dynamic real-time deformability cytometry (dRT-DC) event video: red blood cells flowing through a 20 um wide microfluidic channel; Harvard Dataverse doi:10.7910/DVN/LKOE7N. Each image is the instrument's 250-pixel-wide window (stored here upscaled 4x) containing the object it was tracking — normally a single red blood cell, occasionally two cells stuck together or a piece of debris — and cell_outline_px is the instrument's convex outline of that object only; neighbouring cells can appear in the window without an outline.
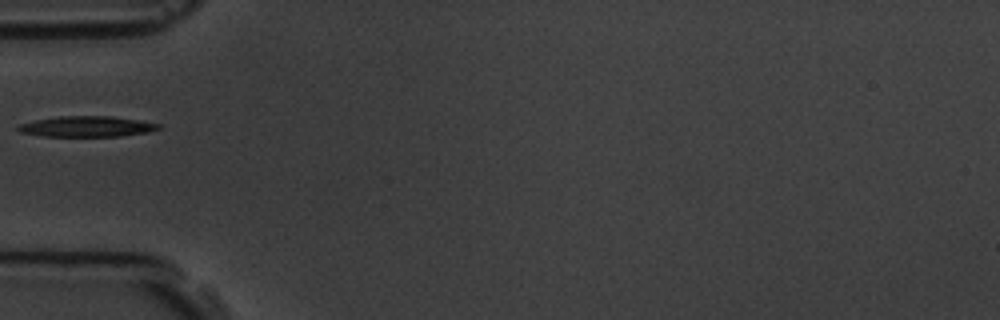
{"species": "common noctule bat (a hibernating species)", "species_latin": "Nyctalus noctula", "temperature_condition": "room temperature", "stored_images_in_passage": 6, "segment_of_instrument_passage": [2, 2], "camera_frame_rate_fps": 3000, "um_per_image_px": 0.085, "animal": {"sex": "male", "body_mass_g": 19.5, "forearm_length_mm": 54.6}, "frame": {"image": 1, "passage_image": 4, "time_ms": 3.667, "image_size_px": [1000, 320], "cell_outline_px": [[160, 128], [148, 132], [120, 136], [44, 136], [20, 132], [16, 128], [20, 124], [36, 120], [60, 116], [112, 116], [140, 120], [160, 124]], "centroid_in_image_um": [7.4, 10.75], "position_along_channel_um": 77.6, "area_um2": 16.76}}
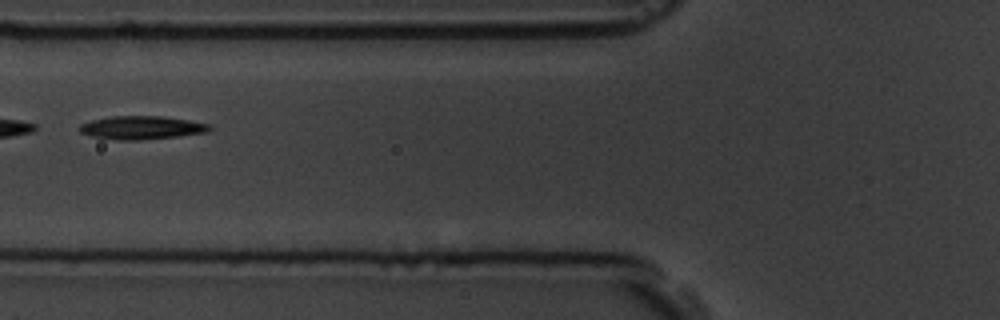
{"frame": {"image": 2, "passage_image": 5, "time_ms": 4.667, "image_size_px": [1000, 320], "cell_outline_px": [[212, 128], [208, 132], [176, 136], [140, 140], [116, 140], [92, 136], [80, 132], [80, 124], [92, 120], [112, 116], [164, 116], [188, 120], [208, 124]], "centroid_in_image_um": [12.03, 10.85], "position_along_channel_um": 113.8, "area_um2": 17.51}}
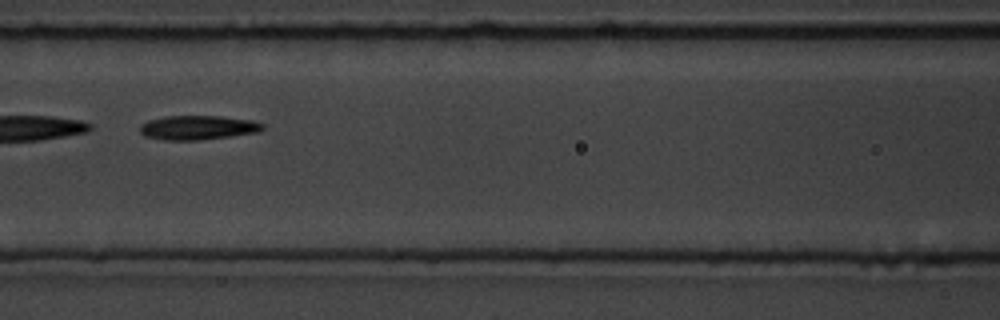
{"frame": {"image": 3, "passage_image": 6, "time_ms": 5.667, "image_size_px": [1000, 320], "cell_outline_px": [[264, 128], [256, 132], [232, 136], [200, 140], [164, 140], [144, 136], [140, 132], [140, 124], [148, 120], [164, 116], [220, 116], [252, 120], [264, 124]], "centroid_in_image_um": [16.79, 10.84], "position_along_channel_um": 149.8, "area_um2": 17.4}}